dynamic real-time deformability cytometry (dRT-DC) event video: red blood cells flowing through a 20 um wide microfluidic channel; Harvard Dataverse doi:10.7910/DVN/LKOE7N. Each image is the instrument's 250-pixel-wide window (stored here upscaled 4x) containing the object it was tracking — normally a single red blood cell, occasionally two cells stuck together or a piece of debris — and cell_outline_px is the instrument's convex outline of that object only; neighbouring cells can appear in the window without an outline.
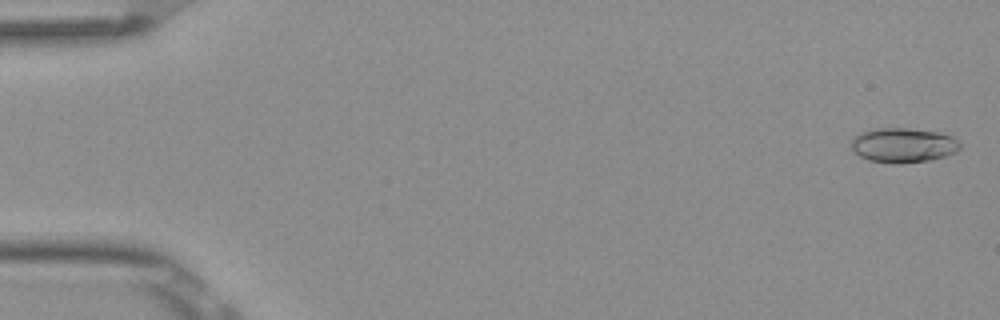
{"species": "Egyptian fruit bat (a non-hibernating species)", "species_latin": "Rousettus aegyptiacus", "temperature_condition": "room temperature", "stored_images_in_passage": 5, "camera_frame_rate_fps": 3000, "um_per_image_px": 0.085, "frame": {"image": 1, "passage_image": 1, "time_ms": 0.0, "image_size_px": [1000, 320], "cell_outline_px": [[960, 148], [956, 152], [944, 156], [928, 160], [900, 164], [892, 164], [868, 160], [860, 156], [852, 148], [852, 140], [860, 132], [876, 128], [908, 128], [940, 132], [952, 136], [960, 144]], "centroid_in_image_um": [76.78, 12.34], "position_along_channel_um": 8.2, "area_um2": 21.96}}
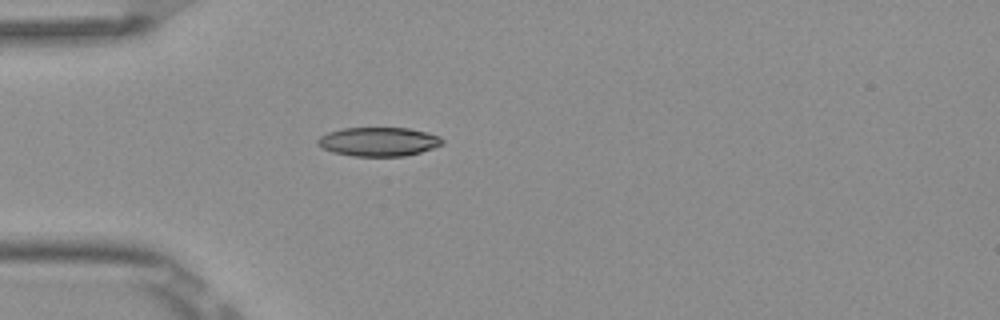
{"frame": {"image": 2, "passage_image": 5, "time_ms": 1.333, "image_size_px": [1000, 320], "cell_outline_px": [[444, 144], [420, 152], [404, 156], [356, 156], [332, 152], [316, 144], [316, 140], [320, 136], [328, 132], [344, 128], [408, 128], [428, 132], [440, 136], [444, 140]], "centroid_in_image_um": [32.19, 12.04], "position_along_channel_um": 52.8, "area_um2": 21.04}}